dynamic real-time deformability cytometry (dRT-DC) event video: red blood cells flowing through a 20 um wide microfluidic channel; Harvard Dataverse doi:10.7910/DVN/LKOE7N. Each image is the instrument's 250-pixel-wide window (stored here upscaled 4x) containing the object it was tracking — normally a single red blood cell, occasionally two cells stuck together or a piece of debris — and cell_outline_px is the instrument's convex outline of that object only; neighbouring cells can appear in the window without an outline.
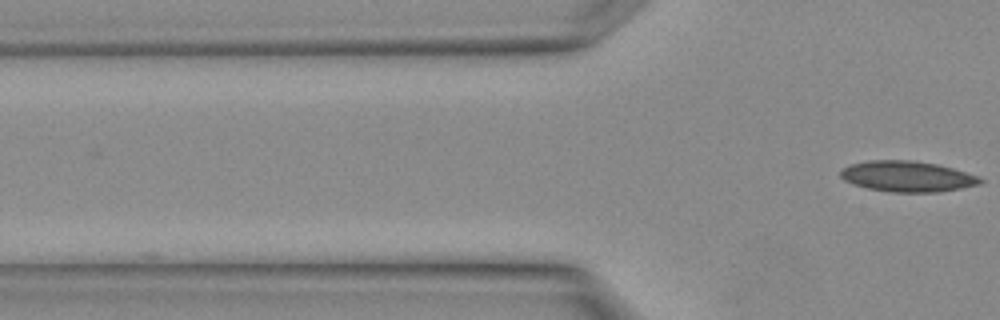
{"species": "Egyptian fruit bat (a non-hibernating species)", "species_latin": "Rousettus aegyptiacus", "temperature_condition": "warm", "stored_images_in_passage": 2, "camera_frame_rate_fps": 3000, "um_per_image_px": 0.085, "animal": {"sex": "female"}, "frame": {"image": 1, "passage_image": 2, "time_ms": 0.333, "image_size_px": [1000, 320], "cell_outline_px": [[984, 180], [980, 184], [940, 192], [888, 192], [868, 188], [844, 180], [840, 176], [840, 168], [852, 164], [868, 160], [912, 160], [936, 164], [952, 168], [980, 176]], "centroid_in_image_um": [77.13, 14.99], "position_along_channel_um": 48.7, "area_um2": 25.03}}